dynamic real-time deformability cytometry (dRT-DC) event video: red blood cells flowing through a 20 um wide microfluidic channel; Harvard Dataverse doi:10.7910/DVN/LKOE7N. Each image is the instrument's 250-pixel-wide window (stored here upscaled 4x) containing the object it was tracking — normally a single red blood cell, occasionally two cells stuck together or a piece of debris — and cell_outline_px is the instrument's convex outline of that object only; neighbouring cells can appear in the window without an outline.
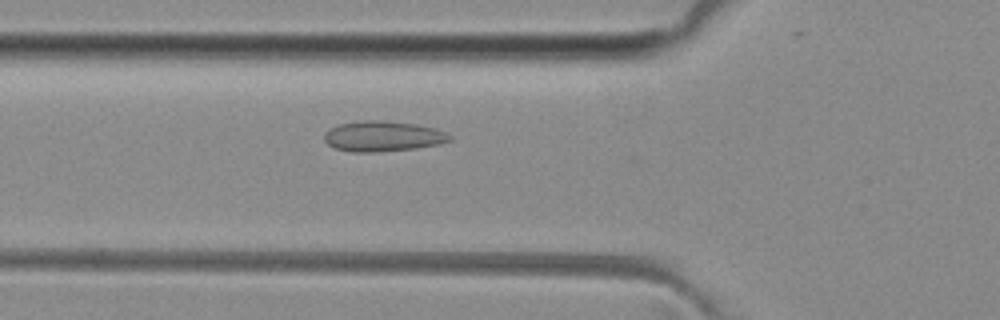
{"species": "common noctule bat (a hibernating species)", "species_latin": "Nyctalus noctula", "temperature_condition": "room temperature", "stored_images_in_passage": 37, "segment_of_instrument_passage": [1, 2], "camera_frame_rate_fps": 3000, "um_per_image_px": 0.085, "animal": {"sex": "female", "body_mass_g": 29.2, "forearm_length_mm": 56.3}, "frame": {"image": 1, "passage_image": 3, "time_ms": 0.667, "image_size_px": [1000, 320], "cell_outline_px": [[452, 140], [440, 144], [416, 148], [376, 152], [352, 152], [336, 148], [328, 144], [324, 140], [324, 132], [340, 124], [360, 120], [380, 120], [416, 124], [436, 128], [448, 132], [452, 136]], "centroid_in_image_um": [32.59, 11.58], "position_along_channel_um": 93.2, "area_um2": 22.37}}
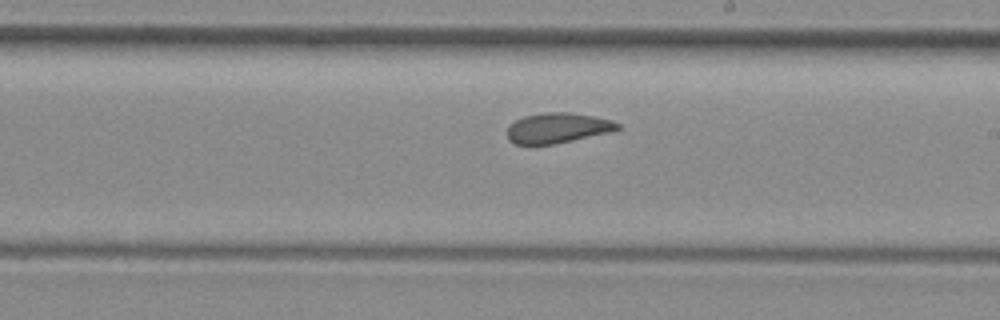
{"frame": {"image": 2, "passage_image": 14, "time_ms": 4.333, "image_size_px": [1000, 320], "cell_outline_px": [[620, 128], [608, 132], [572, 140], [552, 144], [516, 144], [508, 140], [508, 128], [516, 120], [524, 116], [544, 112], [568, 112], [592, 116], [612, 120], [620, 124]], "centroid_in_image_um": [47.38, 10.87], "position_along_channel_um": 241.6, "area_um2": 19.07}}
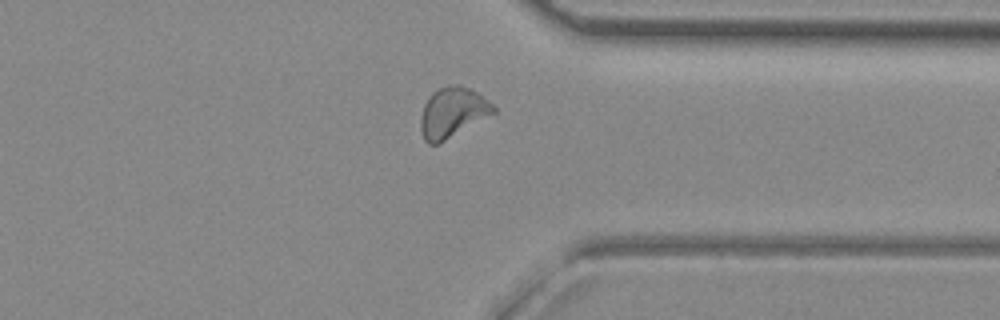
{"frame": {"image": 3, "passage_image": 24, "time_ms": 7.667, "image_size_px": [1000, 320], "cell_outline_px": [[496, 112], [444, 140], [436, 144], [428, 144], [424, 140], [420, 128], [420, 116], [424, 104], [428, 96], [432, 92], [448, 84], [460, 84], [476, 92], [488, 100], [496, 108]], "centroid_in_image_um": [38.43, 9.53], "position_along_channel_um": 373.0, "area_um2": 21.1}}